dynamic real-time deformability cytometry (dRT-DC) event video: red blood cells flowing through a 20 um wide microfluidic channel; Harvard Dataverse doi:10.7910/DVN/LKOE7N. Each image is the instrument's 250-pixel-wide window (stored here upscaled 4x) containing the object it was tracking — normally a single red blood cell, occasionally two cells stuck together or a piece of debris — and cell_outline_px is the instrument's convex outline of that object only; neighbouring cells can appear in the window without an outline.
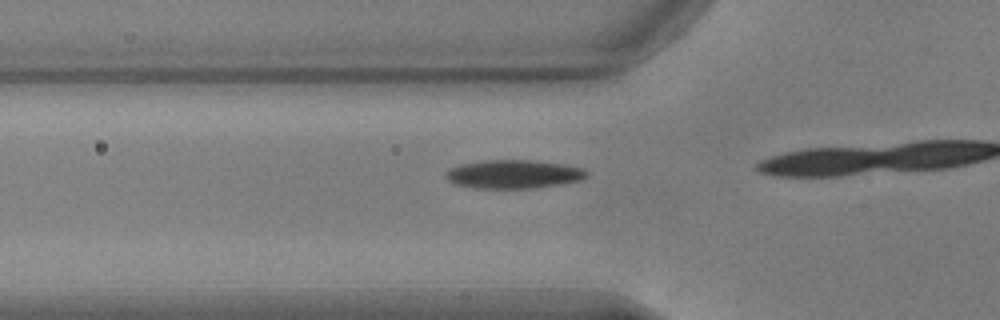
{"species": "common noctule bat (a hibernating species)", "species_latin": "Nyctalus noctula", "temperature_condition": "warm", "stored_images_in_passage": 16, "camera_frame_rate_fps": 3000, "um_per_image_px": 0.085, "animal": {"sex": "male", "body_mass_g": 17.9, "forearm_length_mm": 54.2}, "frame": {"image": 1, "passage_image": 14, "time_ms": 4.333, "image_size_px": [1000, 320], "cell_outline_px": [[588, 176], [580, 180], [564, 184], [532, 188], [476, 188], [456, 184], [448, 180], [444, 176], [448, 168], [460, 164], [480, 160], [532, 160], [564, 164], [584, 168], [588, 172]], "centroid_in_image_um": [43.66, 14.79], "position_along_channel_um": 82.1, "area_um2": 23.7}}